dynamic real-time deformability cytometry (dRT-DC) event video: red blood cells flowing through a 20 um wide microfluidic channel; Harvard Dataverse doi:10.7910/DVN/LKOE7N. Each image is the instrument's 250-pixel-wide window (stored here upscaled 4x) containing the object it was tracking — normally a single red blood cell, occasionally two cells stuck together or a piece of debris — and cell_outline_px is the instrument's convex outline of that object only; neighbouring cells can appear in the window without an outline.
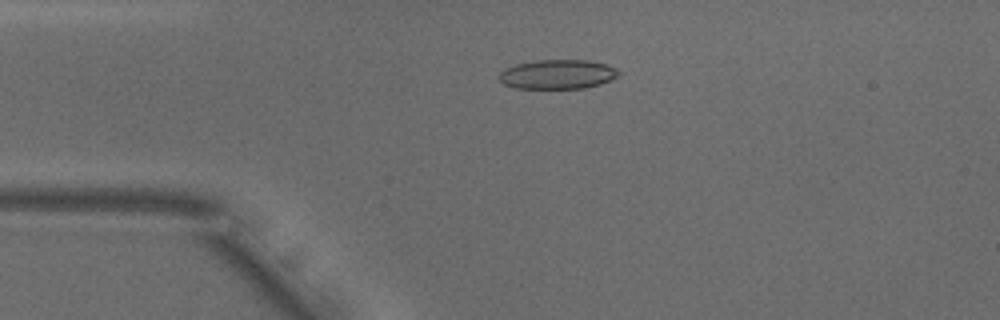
{"species": "common noctule bat (a hibernating species)", "species_latin": "Nyctalus noctula", "temperature_condition": "warm", "stored_images_in_passage": 44, "camera_frame_rate_fps": 3000, "um_per_image_px": 0.085, "animal": {"sex": "male", "body_mass_g": 18.8}, "frame": {"image": 1, "passage_image": 11, "time_ms": 3.333, "image_size_px": [1000, 320], "cell_outline_px": [[620, 76], [600, 84], [584, 88], [516, 88], [504, 84], [496, 76], [504, 68], [516, 64], [536, 60], [588, 60], [604, 64], [616, 68], [620, 72]], "centroid_in_image_um": [47.38, 6.31], "position_along_channel_um": 37.6, "area_um2": 20.52}}
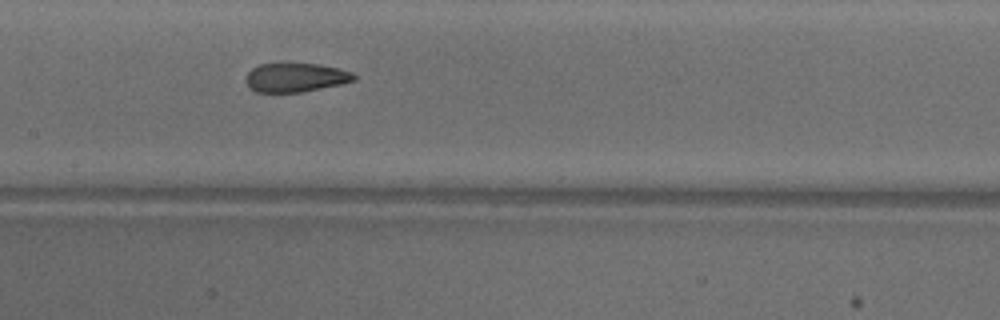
{"frame": {"image": 2, "passage_image": 24, "time_ms": 7.667, "image_size_px": [1000, 320], "cell_outline_px": [[356, 80], [340, 84], [300, 92], [256, 92], [244, 80], [248, 72], [252, 68], [260, 64], [316, 64], [336, 68], [352, 72], [356, 76]], "centroid_in_image_um": [25.11, 6.59], "position_along_channel_um": 182.3, "area_um2": 17.92}}
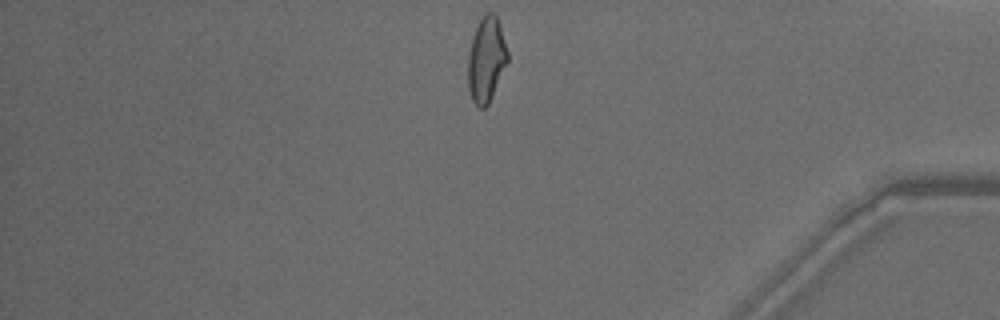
{"frame": {"image": 3, "passage_image": 43, "time_ms": 14.0, "image_size_px": [1000, 320], "cell_outline_px": [[508, 60], [492, 96], [488, 104], [484, 108], [480, 108], [472, 100], [468, 88], [468, 56], [472, 36], [484, 12], [492, 12], [496, 16], [508, 52]], "centroid_in_image_um": [41.32, 5.07], "position_along_channel_um": 393.9, "area_um2": 19.36}, "authors_computed_cell_mechanics": {"area_um2": 19.5942, "velocity_mm_per_s": 3.8645, "shape_relaxation_time_tau1_ms": 10.5927, "shape_relaxation_time_tau2_ms": 1.4284, "deformation_change_tau1": 0.2449, "deformation_change_tau2": 0.073}}